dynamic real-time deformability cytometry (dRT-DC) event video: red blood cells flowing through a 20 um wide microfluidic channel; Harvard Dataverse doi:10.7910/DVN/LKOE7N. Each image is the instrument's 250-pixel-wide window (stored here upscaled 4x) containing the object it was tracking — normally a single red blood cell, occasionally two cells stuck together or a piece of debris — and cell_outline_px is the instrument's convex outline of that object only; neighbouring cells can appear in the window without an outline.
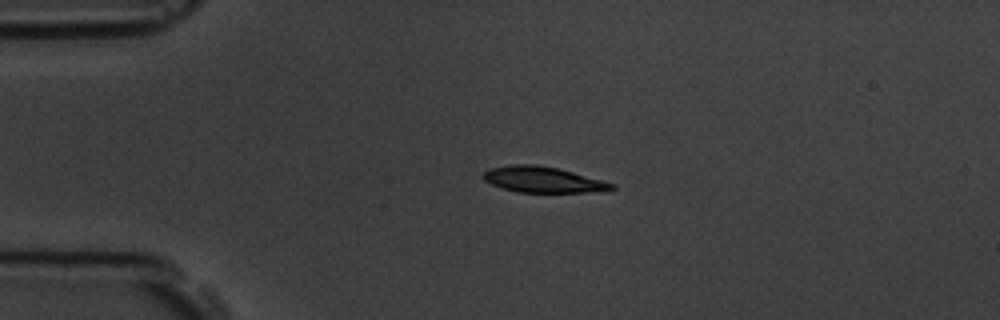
{"species": "common noctule bat (a hibernating species)", "species_latin": "Nyctalus noctula", "temperature_condition": "room temperature", "stored_images_in_passage": 2, "camera_frame_rate_fps": 3000, "um_per_image_px": 0.085, "animal": {"sex": "male", "body_mass_g": 19.5, "forearm_length_mm": 54.6}, "frame": {"image": 1, "passage_image": 1, "time_ms": 0.0, "image_size_px": [1000, 320], "cell_outline_px": [[616, 188], [604, 192], [516, 192], [492, 184], [484, 180], [480, 176], [488, 168], [512, 164], [536, 164], [560, 168], [616, 184]], "centroid_in_image_um": [46.17, 15.26], "position_along_channel_um": 38.8, "area_um2": 19.65}}